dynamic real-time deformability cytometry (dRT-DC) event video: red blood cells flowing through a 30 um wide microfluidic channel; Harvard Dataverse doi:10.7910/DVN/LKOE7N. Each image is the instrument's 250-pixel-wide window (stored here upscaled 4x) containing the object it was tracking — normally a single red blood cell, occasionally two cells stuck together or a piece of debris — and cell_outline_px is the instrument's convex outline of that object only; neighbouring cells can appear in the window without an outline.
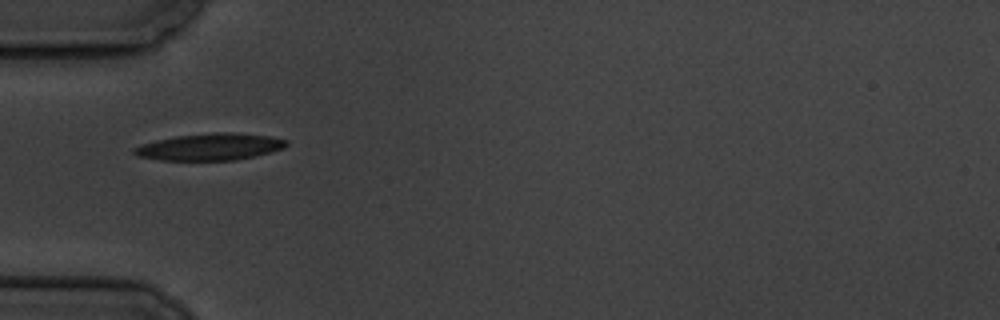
{"species": "common noctule bat (a hibernating species)", "species_latin": "Nyctalus noctula", "temperature_condition": "cold", "stored_images_in_passage": 18, "camera_frame_rate_fps": 3000, "um_per_image_px": 0.085, "animal": {"sex": "male", "body_mass_g": 19.5, "forearm_length_mm": 54.6}, "frame": {"image": 1, "passage_image": 1, "time_ms": 0.0, "image_size_px": [1000, 320], "cell_outline_px": [[288, 144], [284, 148], [236, 160], [160, 160], [136, 156], [132, 152], [132, 148], [140, 144], [156, 140], [176, 136], [216, 132], [228, 132], [272, 136], [288, 140]], "centroid_in_image_um": [17.81, 12.48], "position_along_channel_um": 67.2, "area_um2": 23.81}}
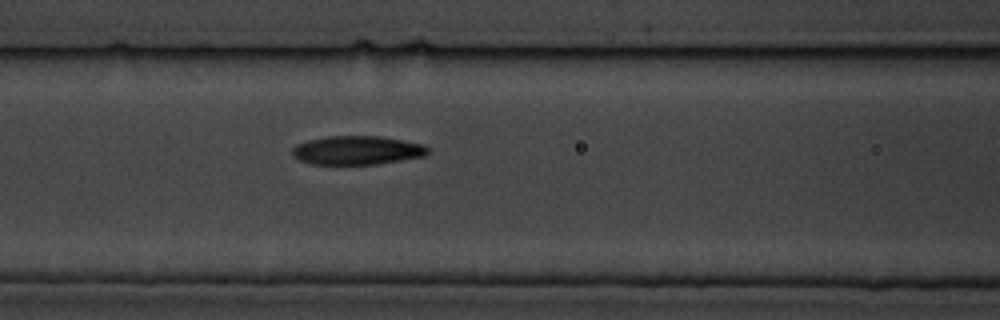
{"frame": {"image": 2, "passage_image": 7, "time_ms": 2.0, "image_size_px": [1000, 320], "cell_outline_px": [[428, 152], [424, 156], [376, 164], [312, 164], [300, 160], [292, 156], [292, 148], [296, 144], [308, 140], [328, 136], [380, 136], [404, 140], [424, 144], [428, 148]], "centroid_in_image_um": [30.34, 12.77], "position_along_channel_um": 136.3, "area_um2": 22.72}}
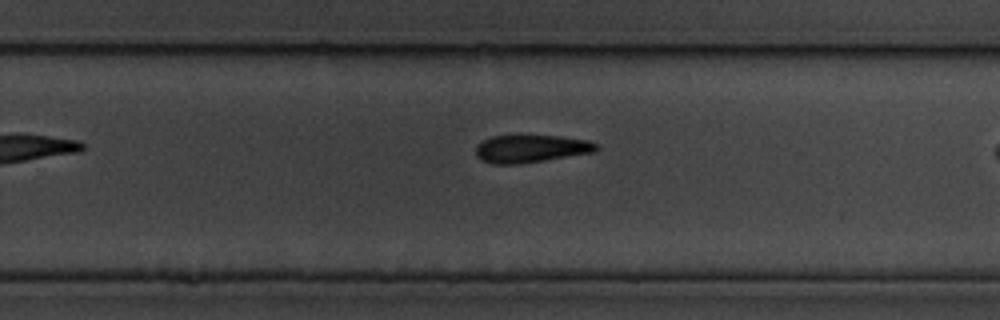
{"frame": {"image": 3, "passage_image": 16, "time_ms": 5.0, "image_size_px": [1000, 320], "cell_outline_px": [[600, 148], [596, 152], [544, 160], [516, 164], [492, 164], [480, 160], [476, 156], [476, 144], [492, 136], [564, 136], [588, 140], [600, 144]], "centroid_in_image_um": [45.17, 12.64], "position_along_channel_um": 284.6, "area_um2": 19.59}}